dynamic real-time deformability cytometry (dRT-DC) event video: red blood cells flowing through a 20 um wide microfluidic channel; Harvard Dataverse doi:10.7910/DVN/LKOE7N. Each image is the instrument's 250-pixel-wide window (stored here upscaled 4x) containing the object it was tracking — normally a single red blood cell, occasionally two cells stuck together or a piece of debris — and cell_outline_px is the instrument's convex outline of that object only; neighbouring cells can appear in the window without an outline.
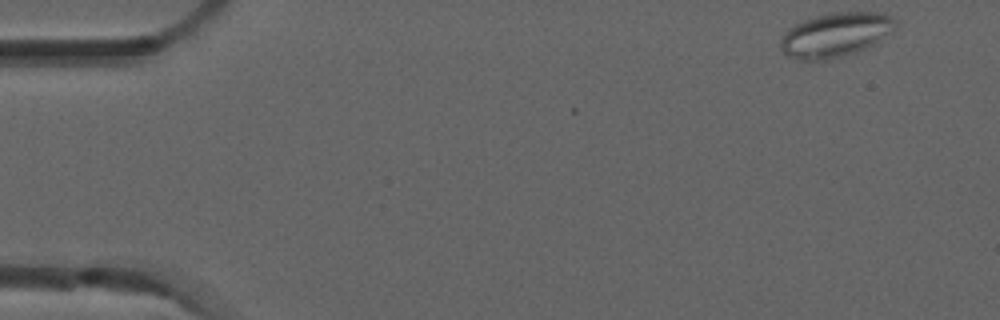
{"species": "common noctule bat (a hibernating species)", "species_latin": "Nyctalus noctula", "temperature_condition": "room temperature", "stored_images_in_passage": 9, "camera_frame_rate_fps": 3000, "um_per_image_px": 0.085, "animal": {"sex": "male", "forearm_length_mm": 52.5}, "frame": {"image": 1, "passage_image": 1, "time_ms": 0.0, "image_size_px": [1000, 320], "cell_outline_px": [[896, 28], [892, 32], [872, 44], [856, 52], [828, 60], [800, 60], [788, 56], [784, 52], [780, 44], [788, 28], [804, 20], [816, 16], [836, 12], [876, 12], [892, 16], [896, 20]], "centroid_in_image_um": [71.04, 2.95], "position_along_channel_um": 14.0, "area_um2": 29.3}}
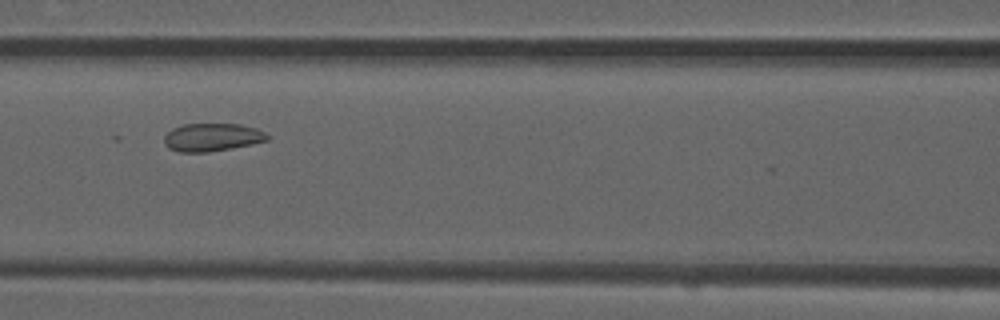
{"frame": {"image": 2, "passage_image": 6, "time_ms": 1.667, "image_size_px": [1000, 320], "cell_outline_px": [[268, 140], [252, 144], [232, 148], [208, 152], [180, 152], [168, 148], [164, 144], [164, 136], [172, 128], [184, 124], [240, 124], [256, 128], [264, 132], [268, 136]], "centroid_in_image_um": [18.01, 11.67], "position_along_channel_um": 148.6, "area_um2": 16.82}}
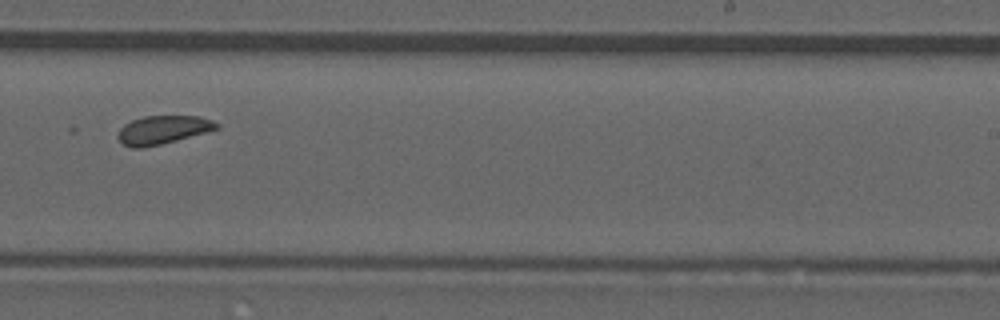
{"frame": {"image": 3, "passage_image": 9, "time_ms": 2.667, "image_size_px": [1000, 320], "cell_outline_px": [[220, 128], [208, 132], [160, 144], [140, 148], [132, 148], [124, 144], [116, 136], [120, 128], [124, 124], [132, 120], [144, 116], [196, 116], [212, 120], [220, 124]], "centroid_in_image_um": [13.85, 11.03], "position_along_channel_um": 275.1, "area_um2": 16.3}}